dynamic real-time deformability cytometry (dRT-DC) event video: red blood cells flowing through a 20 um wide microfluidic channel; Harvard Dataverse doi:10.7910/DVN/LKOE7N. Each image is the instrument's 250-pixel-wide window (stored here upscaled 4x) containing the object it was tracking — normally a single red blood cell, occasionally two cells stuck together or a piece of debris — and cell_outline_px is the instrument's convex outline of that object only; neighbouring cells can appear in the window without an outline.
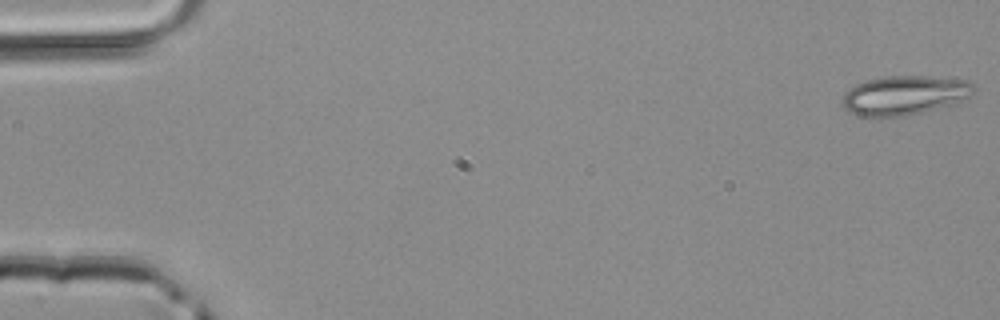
{"species": "common noctule bat (a hibernating species)", "species_latin": "Nyctalus noctula", "temperature_condition": "room temperature", "stored_images_in_passage": 46, "camera_frame_rate_fps": 3000, "um_per_image_px": 0.085, "animal": {"sex": "male", "body_mass_g": 20.4}, "frame": {"image": 1, "passage_image": 1, "time_ms": 0.0, "image_size_px": [1000, 320], "cell_outline_px": [[976, 88], [968, 96], [960, 100], [948, 104], [920, 112], [904, 116], [860, 116], [848, 112], [840, 104], [840, 100], [856, 84], [868, 80], [884, 76], [924, 76], [964, 80], [972, 84]], "centroid_in_image_um": [76.8, 8.09], "position_along_channel_um": 8.2, "area_um2": 29.36}}
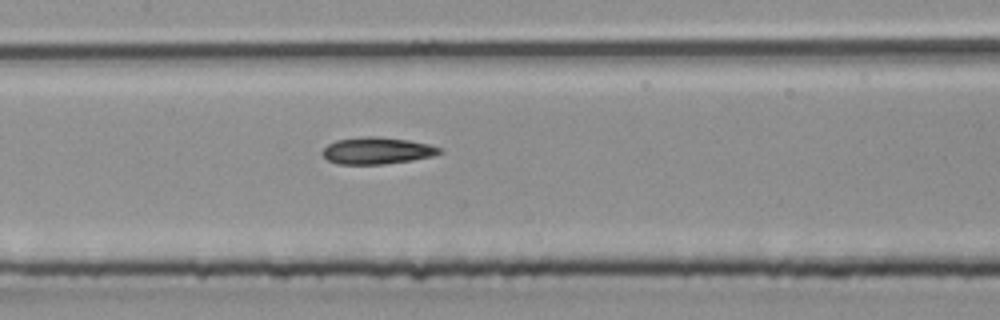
{"frame": {"image": 2, "passage_image": 23, "time_ms": 7.333, "image_size_px": [1000, 320], "cell_outline_px": [[444, 152], [432, 156], [412, 160], [384, 164], [336, 164], [328, 160], [320, 152], [328, 144], [336, 140], [364, 136], [380, 136], [408, 140], [428, 144], [440, 148]], "centroid_in_image_um": [32.03, 12.8], "position_along_channel_um": 175.4, "area_um2": 18.38}}
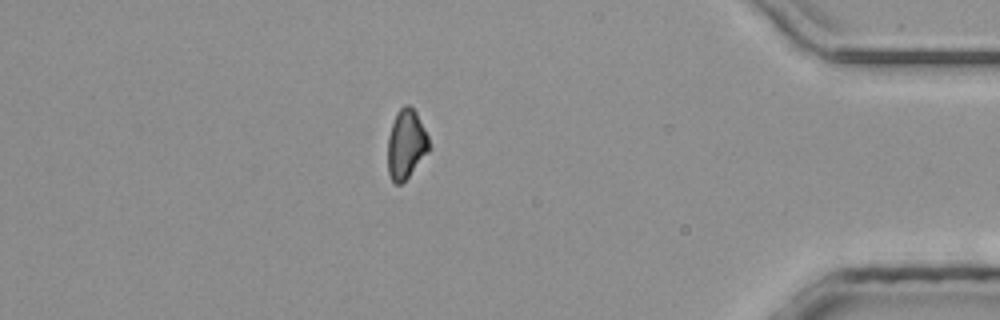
{"frame": {"image": 3, "passage_image": 41, "time_ms": 13.333, "image_size_px": [1000, 320], "cell_outline_px": [[432, 148], [408, 176], [400, 184], [396, 184], [392, 180], [388, 172], [388, 136], [396, 112], [404, 104], [408, 104], [416, 112], [428, 136]], "centroid_in_image_um": [34.53, 12.24], "position_along_channel_um": 400.7, "area_um2": 16.65}}